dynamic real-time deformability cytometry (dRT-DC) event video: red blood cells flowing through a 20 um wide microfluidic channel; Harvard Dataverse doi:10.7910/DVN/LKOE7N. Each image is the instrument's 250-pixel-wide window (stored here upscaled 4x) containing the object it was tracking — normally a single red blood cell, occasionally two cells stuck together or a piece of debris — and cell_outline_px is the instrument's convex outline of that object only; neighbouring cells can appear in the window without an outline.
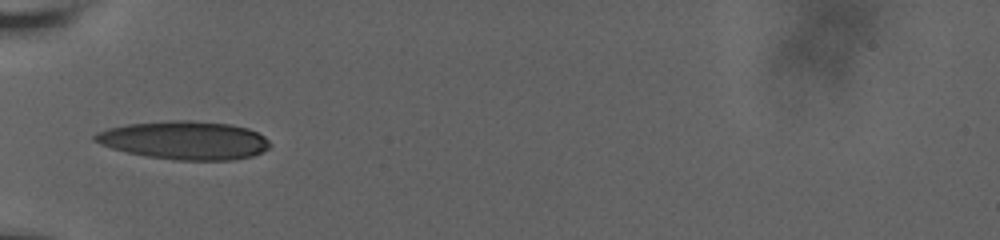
{"species": "human", "species_latin": "Homo sapiens", "temperature_condition": "room temperature", "stored_images_in_passage": 5, "camera_frame_rate_fps": 3000, "um_per_image_px": 0.085, "donor": {"sex": "male"}, "frame": {"image": 1, "passage_image": 1, "time_ms": 0.0, "image_size_px": [1000, 240], "cell_outline_px": [[272, 144], [268, 148], [252, 156], [232, 160], [176, 160], [148, 156], [128, 152], [112, 148], [100, 144], [92, 140], [92, 136], [96, 132], [108, 128], [128, 124], [172, 120], [192, 120], [228, 124], [248, 128], [264, 136]], "centroid_in_image_um": [15.67, 11.92], "position_along_channel_um": 69.3, "area_um2": 39.02}}
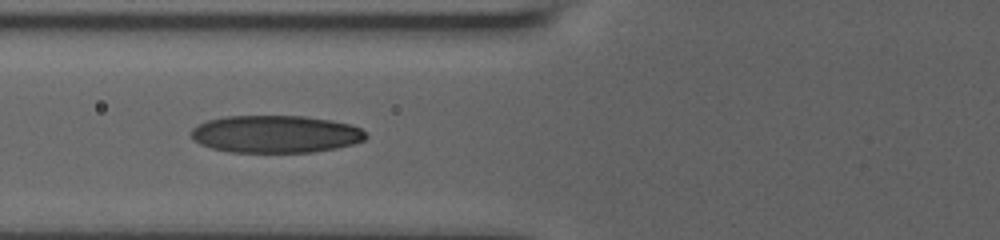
{"frame": {"image": 2, "passage_image": 4, "time_ms": 1.0, "image_size_px": [1000, 240], "cell_outline_px": [[368, 136], [364, 140], [352, 144], [336, 148], [312, 152], [228, 152], [212, 148], [200, 144], [192, 136], [192, 128], [196, 124], [208, 120], [224, 116], [304, 116], [332, 120], [348, 124], [360, 128]], "centroid_in_image_um": [23.41, 11.39], "position_along_channel_um": 102.4, "area_um2": 38.09}}